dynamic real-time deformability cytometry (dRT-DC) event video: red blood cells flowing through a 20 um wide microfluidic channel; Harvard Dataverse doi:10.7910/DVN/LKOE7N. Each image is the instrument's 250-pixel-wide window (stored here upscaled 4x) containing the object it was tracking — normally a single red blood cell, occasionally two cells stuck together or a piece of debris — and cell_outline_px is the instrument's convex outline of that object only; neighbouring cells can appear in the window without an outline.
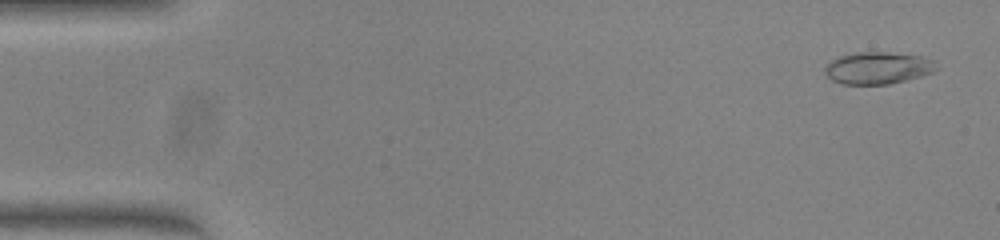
{"species": "common noctule bat (a hibernating species)", "species_latin": "Nyctalus noctula", "temperature_condition": "warm", "stored_images_in_passage": 50, "camera_frame_rate_fps": 3000, "um_per_image_px": 0.085, "animal": {"sex": "female", "body_mass_g": 23.0, "forearm_length_mm": 53.4}, "frame": {"image": 1, "passage_image": 2, "time_ms": 0.333, "image_size_px": [1000, 240], "cell_outline_px": [[940, 68], [932, 72], [920, 76], [888, 84], [840, 84], [832, 80], [824, 72], [824, 68], [832, 60], [840, 56], [856, 52], [888, 52], [924, 56], [932, 60]], "centroid_in_image_um": [74.63, 5.77], "position_along_channel_um": 10.4, "area_um2": 20.81}}
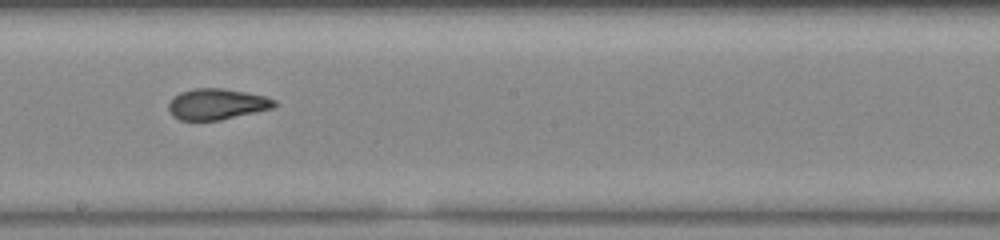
{"frame": {"image": 2, "passage_image": 28, "time_ms": 9.0, "image_size_px": [1000, 240], "cell_outline_px": [[276, 104], [272, 108], [220, 120], [180, 120], [172, 116], [168, 108], [168, 104], [180, 92], [196, 88], [224, 88], [264, 96], [276, 100]], "centroid_in_image_um": [18.41, 8.85], "position_along_channel_um": 229.8, "area_um2": 18.84}}
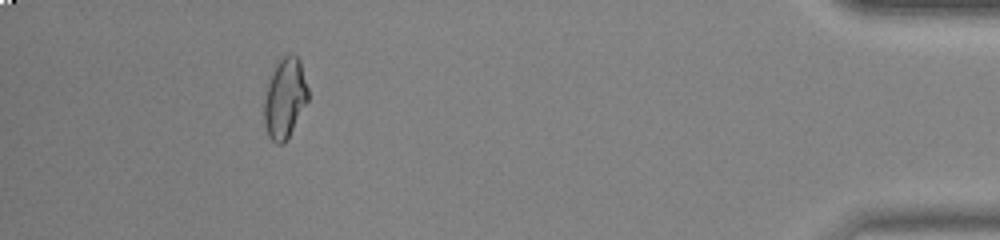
{"frame": {"image": 3, "passage_image": 46, "time_ms": 15.0, "image_size_px": [1000, 240], "cell_outline_px": [[308, 100], [284, 144], [276, 144], [268, 136], [264, 124], [264, 100], [268, 84], [276, 60], [292, 52], [300, 60], [308, 88]], "centroid_in_image_um": [24.2, 8.32], "position_along_channel_um": 411.0, "area_um2": 20.52}, "authors_computed_cell_mechanics": {"area_um2": 20.1144, "velocity_mm_per_s": 4.0495, "shape_relaxation_time_tau1_ms": 8.3563, "shape_relaxation_time_tau2_ms": 1.1273, "deformation_change_tau1": 0.2312, "deformation_change_tau2": 0.0589}}